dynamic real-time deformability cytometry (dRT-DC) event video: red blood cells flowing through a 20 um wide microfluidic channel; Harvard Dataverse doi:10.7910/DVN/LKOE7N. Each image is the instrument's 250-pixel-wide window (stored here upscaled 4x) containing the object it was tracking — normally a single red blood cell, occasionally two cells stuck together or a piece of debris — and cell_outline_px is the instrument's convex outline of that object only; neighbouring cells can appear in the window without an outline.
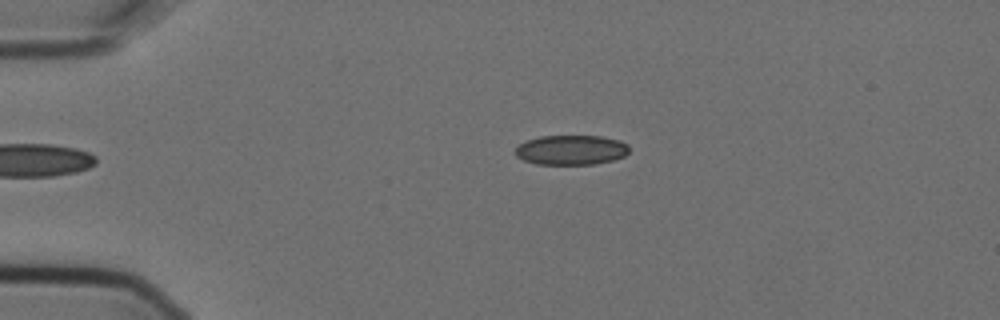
{"species": "Egyptian fruit bat (a non-hibernating species)", "species_latin": "Rousettus aegyptiacus", "temperature_condition": "cold", "stored_images_in_passage": 3, "camera_frame_rate_fps": 3000, "um_per_image_px": 0.085, "animal": {"sex": "female"}, "frame": {"image": 1, "passage_image": 3, "time_ms": 0.667, "image_size_px": [1000, 320], "cell_outline_px": [[628, 152], [624, 156], [612, 160], [592, 164], [536, 164], [524, 160], [516, 156], [512, 152], [524, 140], [540, 136], [604, 136], [620, 140], [628, 144]], "centroid_in_image_um": [48.52, 12.73], "position_along_channel_um": 36.5, "area_um2": 19.88}}